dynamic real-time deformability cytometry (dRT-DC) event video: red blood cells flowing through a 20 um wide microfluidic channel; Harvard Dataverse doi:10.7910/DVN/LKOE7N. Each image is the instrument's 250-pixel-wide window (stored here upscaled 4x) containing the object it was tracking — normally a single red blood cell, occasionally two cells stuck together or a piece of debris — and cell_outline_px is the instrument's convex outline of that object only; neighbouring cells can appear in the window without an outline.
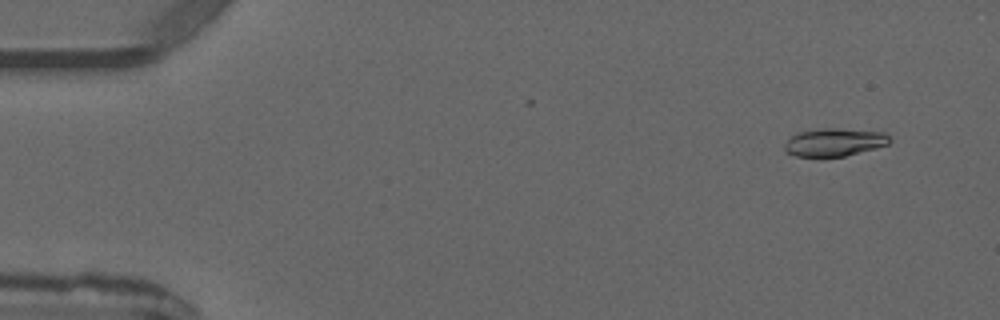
{"species": "common noctule bat (a hibernating species)", "species_latin": "Nyctalus noctula", "temperature_condition": "warm", "stored_images_in_passage": 4, "camera_frame_rate_fps": 3000, "um_per_image_px": 0.085, "animal": {"sex": "male", "forearm_length_mm": 52.5}, "frame": {"image": 1, "passage_image": 1, "time_ms": 0.0, "image_size_px": [1000, 320], "cell_outline_px": [[892, 140], [888, 144], [876, 148], [844, 156], [820, 160], [796, 156], [784, 152], [784, 144], [792, 136], [800, 132], [824, 128], [836, 128], [884, 132]], "centroid_in_image_um": [70.88, 12.14], "position_along_channel_um": 14.1, "area_um2": 17.63}}
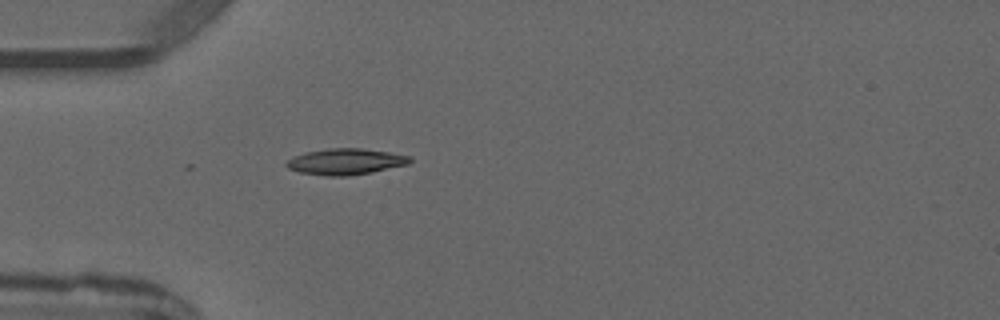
{"frame": {"image": 2, "passage_image": 4, "time_ms": 3.333, "image_size_px": [1000, 320], "cell_outline_px": [[412, 160], [408, 164], [372, 172], [344, 176], [324, 176], [300, 172], [288, 168], [284, 164], [288, 160], [304, 152], [328, 148], [360, 148], [388, 152], [412, 156]], "centroid_in_image_um": [29.37, 13.73], "position_along_channel_um": 55.6, "area_um2": 18.73}}